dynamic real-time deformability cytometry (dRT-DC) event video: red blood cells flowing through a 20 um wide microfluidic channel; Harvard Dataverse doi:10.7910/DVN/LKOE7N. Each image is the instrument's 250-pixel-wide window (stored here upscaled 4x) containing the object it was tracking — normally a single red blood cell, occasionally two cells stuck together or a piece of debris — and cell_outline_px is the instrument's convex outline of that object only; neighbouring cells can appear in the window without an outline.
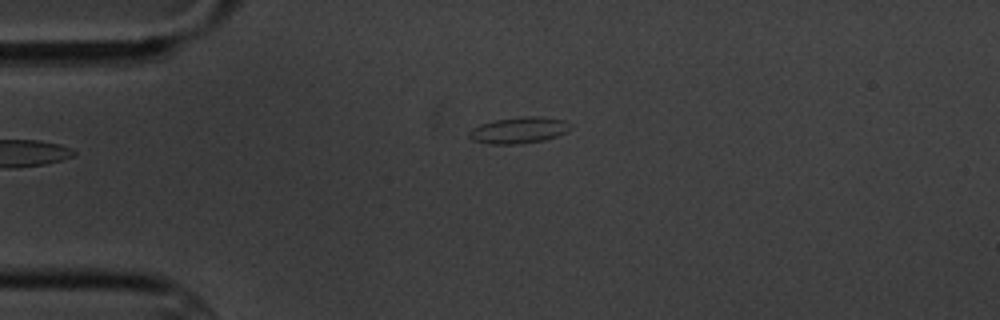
{"species": "common noctule bat (a hibernating species)", "species_latin": "Nyctalus noctula", "temperature_condition": "cold", "stored_images_in_passage": 3, "camera_frame_rate_fps": 3000, "um_per_image_px": 0.085, "animal": {"sex": "male", "body_mass_g": 20.1, "forearm_length_mm": 53.5}, "frame": {"image": 1, "passage_image": 1, "time_ms": 0.0, "image_size_px": [1000, 320], "cell_outline_px": [[572, 128], [556, 136], [544, 140], [516, 144], [488, 144], [472, 140], [468, 136], [468, 132], [472, 128], [480, 124], [496, 120], [524, 116], [544, 116], [564, 120], [572, 124]], "centroid_in_image_um": [44.1, 11.06], "position_along_channel_um": 40.9, "area_um2": 15.61}}
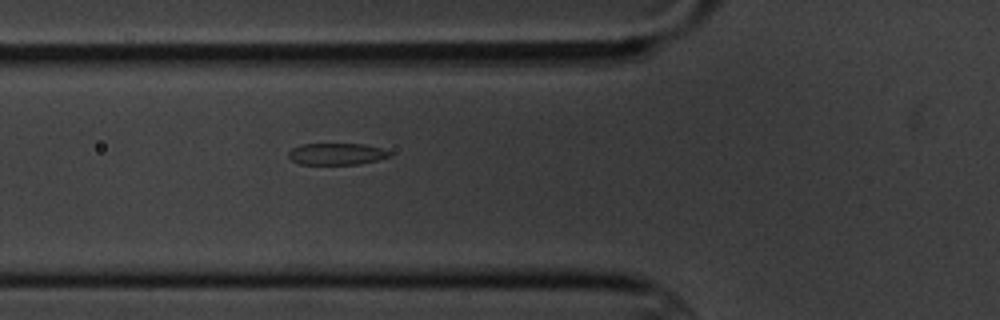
{"frame": {"image": 2, "passage_image": 3, "time_ms": 2.333, "image_size_px": [1000, 320], "cell_outline_px": [[392, 156], [376, 160], [356, 164], [300, 164], [292, 160], [288, 156], [288, 152], [292, 148], [300, 144], [364, 144], [380, 148], [392, 152]], "centroid_in_image_um": [28.61, 13.08], "position_along_channel_um": 97.2, "area_um2": 12.72}}